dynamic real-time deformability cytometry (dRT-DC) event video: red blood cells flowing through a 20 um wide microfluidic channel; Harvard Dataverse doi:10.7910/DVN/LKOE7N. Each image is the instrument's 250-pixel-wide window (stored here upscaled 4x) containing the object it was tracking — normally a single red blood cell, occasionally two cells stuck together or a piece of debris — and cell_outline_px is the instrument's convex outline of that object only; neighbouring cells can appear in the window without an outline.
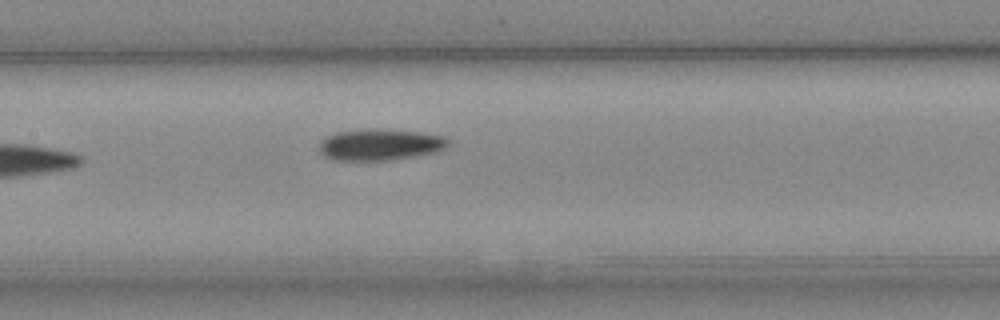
{"species": "Egyptian fruit bat (a non-hibernating species)", "species_latin": "Rousettus aegyptiacus", "temperature_condition": "cold", "stored_images_in_passage": 7, "camera_frame_rate_fps": 3000, "um_per_image_px": 0.085, "animal": {"sex": "female"}, "frame": {"image": 1, "passage_image": 7, "time_ms": 8.333, "image_size_px": [1000, 320], "cell_outline_px": [[448, 144], [444, 148], [436, 152], [388, 160], [332, 160], [324, 156], [316, 148], [320, 140], [336, 132], [420, 132], [440, 136], [448, 140]], "centroid_in_image_um": [32.22, 12.36], "position_along_channel_um": 175.2, "area_um2": 22.31}}